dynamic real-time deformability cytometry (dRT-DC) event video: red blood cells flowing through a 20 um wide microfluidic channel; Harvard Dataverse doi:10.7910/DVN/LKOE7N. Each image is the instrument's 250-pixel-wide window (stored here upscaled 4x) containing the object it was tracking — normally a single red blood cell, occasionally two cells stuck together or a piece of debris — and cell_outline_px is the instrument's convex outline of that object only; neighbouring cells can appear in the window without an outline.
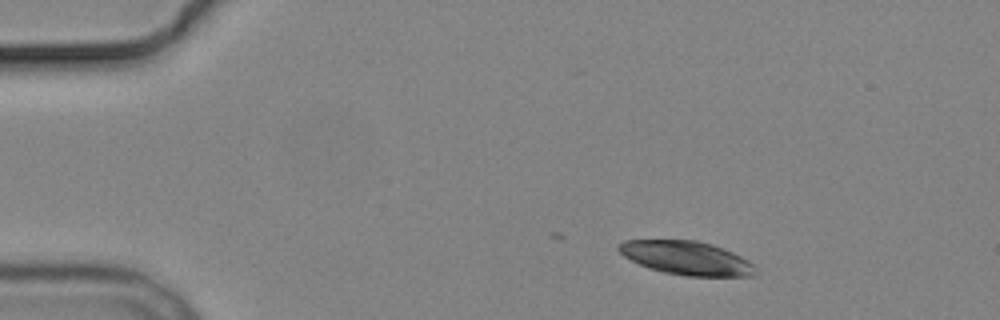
{"species": "common noctule bat (a hibernating species)", "species_latin": "Nyctalus noctula", "temperature_condition": "cold", "stored_images_in_passage": 2, "camera_frame_rate_fps": 3000, "um_per_image_px": 0.085, "animal": {"sex": "male", "body_mass_g": 19.2, "forearm_length_mm": 51.8}, "frame": {"image": 1, "passage_image": 1, "time_ms": 0.0, "image_size_px": [1000, 320], "cell_outline_px": [[756, 272], [752, 276], [684, 276], [664, 272], [648, 268], [624, 256], [616, 248], [616, 244], [624, 240], [696, 240], [712, 244], [732, 252], [748, 260], [756, 268]], "centroid_in_image_um": [58.33, 21.92], "position_along_channel_um": 26.7, "area_um2": 26.82}}